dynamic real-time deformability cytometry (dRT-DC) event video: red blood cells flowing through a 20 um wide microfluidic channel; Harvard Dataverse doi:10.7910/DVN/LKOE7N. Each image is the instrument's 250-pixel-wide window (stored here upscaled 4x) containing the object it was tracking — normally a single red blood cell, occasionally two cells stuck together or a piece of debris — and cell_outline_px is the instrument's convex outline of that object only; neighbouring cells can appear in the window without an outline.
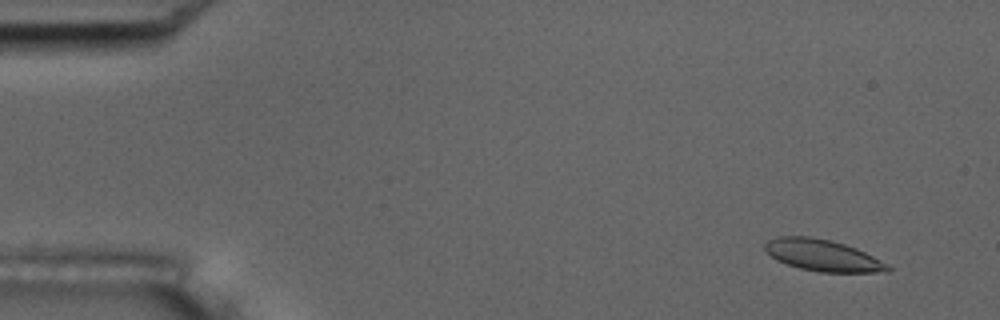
{"species": "common noctule bat (a hibernating species)", "species_latin": "Nyctalus noctula", "temperature_condition": "room temperature", "stored_images_in_passage": 55, "camera_frame_rate_fps": 3000, "um_per_image_px": 0.085, "animal": {"sex": "male", "body_mass_g": 17.5, "forearm_length_mm": 52.3}, "frame": {"image": 1, "passage_image": 4, "time_ms": 1.0, "image_size_px": [1000, 320], "cell_outline_px": [[892, 268], [888, 272], [820, 272], [800, 268], [776, 260], [764, 248], [764, 244], [768, 240], [776, 236], [812, 236], [832, 240], [856, 248], [888, 264]], "centroid_in_image_um": [69.92, 21.69], "position_along_channel_um": 15.1, "area_um2": 22.54}}
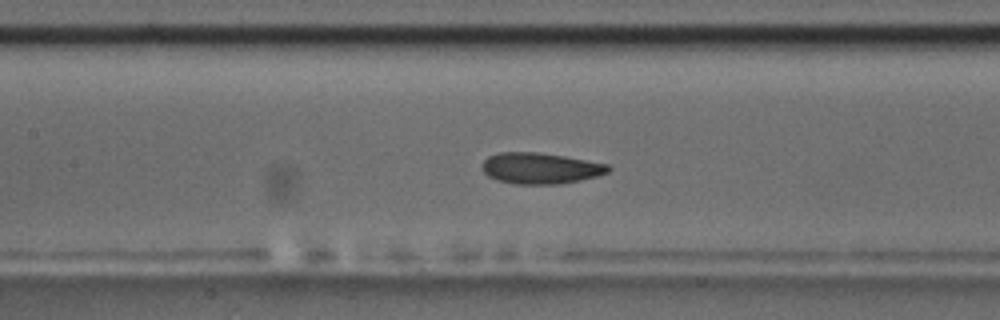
{"frame": {"image": 2, "passage_image": 25, "time_ms": 8.0, "image_size_px": [1000, 320], "cell_outline_px": [[612, 168], [608, 172], [596, 176], [580, 180], [560, 184], [512, 184], [496, 180], [488, 176], [480, 168], [484, 160], [488, 156], [500, 152], [536, 152], [564, 156], [608, 164]], "centroid_in_image_um": [45.9, 14.3], "position_along_channel_um": 161.5, "area_um2": 22.95}}
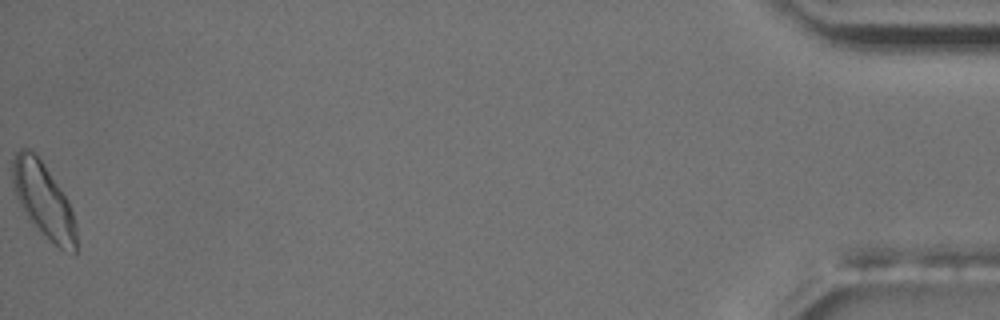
{"frame": {"image": 3, "passage_image": 55, "time_ms": 18.0, "image_size_px": [1000, 320], "cell_outline_px": [[76, 256], [60, 248], [24, 212], [16, 196], [12, 180], [12, 160], [16, 152], [20, 148], [32, 148], [36, 152], [68, 200], [76, 224]], "centroid_in_image_um": [3.7, 16.94], "position_along_channel_um": 431.5, "area_um2": 27.22}, "authors_computed_cell_mechanics": {"area_um2": 22.9466, "velocity_mm_per_s": 3.6796, "shape_relaxation_time_tau1_ms": 3.9558, "shape_relaxation_time_tau2_ms": 5.7953, "deformation_change_tau1": 0.1013, "deformation_change_tau2": 0.0762}}